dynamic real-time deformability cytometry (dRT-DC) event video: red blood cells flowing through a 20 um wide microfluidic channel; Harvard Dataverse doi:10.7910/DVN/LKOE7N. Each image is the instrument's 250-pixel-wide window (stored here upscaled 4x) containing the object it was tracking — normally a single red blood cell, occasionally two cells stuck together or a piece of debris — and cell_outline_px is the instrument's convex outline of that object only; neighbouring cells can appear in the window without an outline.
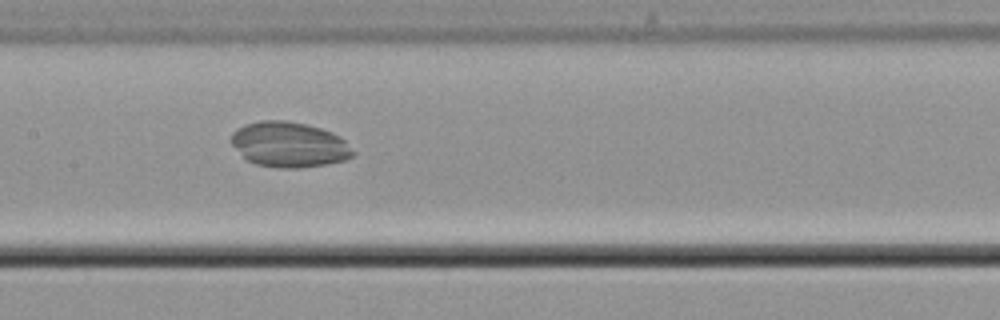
{"species": "common noctule bat (a hibernating species)", "species_latin": "Nyctalus noctula", "temperature_condition": "cold", "stored_images_in_passage": 42, "camera_frame_rate_fps": 3000, "um_per_image_px": 0.085, "animal": {"sex": "male", "body_mass_g": 21.5, "forearm_length_mm": 52.0}, "frame": {"image": 1, "passage_image": 14, "time_ms": 4.333, "image_size_px": [1000, 320], "cell_outline_px": [[356, 152], [352, 156], [344, 160], [324, 164], [300, 168], [280, 168], [256, 164], [248, 160], [228, 140], [232, 132], [236, 128], [244, 124], [260, 120], [284, 120], [308, 124], [332, 132], [340, 136]], "centroid_in_image_um": [24.56, 12.27], "position_along_channel_um": 182.8, "area_um2": 32.25}}
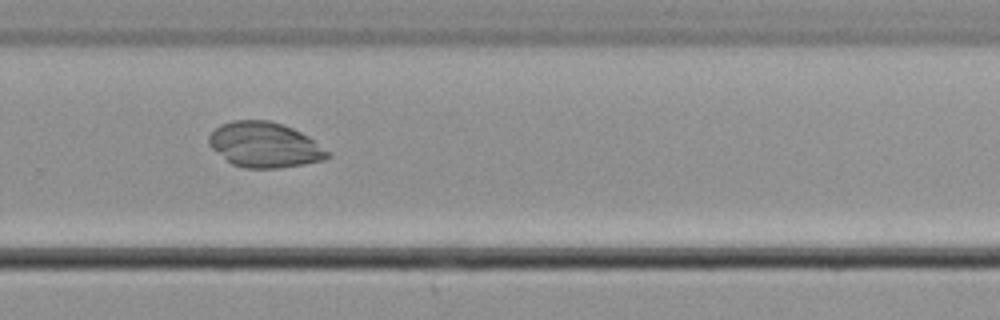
{"frame": {"image": 2, "passage_image": 24, "time_ms": 7.667, "image_size_px": [1000, 320], "cell_outline_px": [[332, 156], [324, 160], [304, 164], [276, 168], [244, 168], [232, 164], [212, 148], [208, 144], [208, 136], [220, 124], [232, 120], [268, 120], [292, 128], [308, 136], [332, 152]], "centroid_in_image_um": [22.52, 12.31], "position_along_channel_um": 307.3, "area_um2": 31.33}}
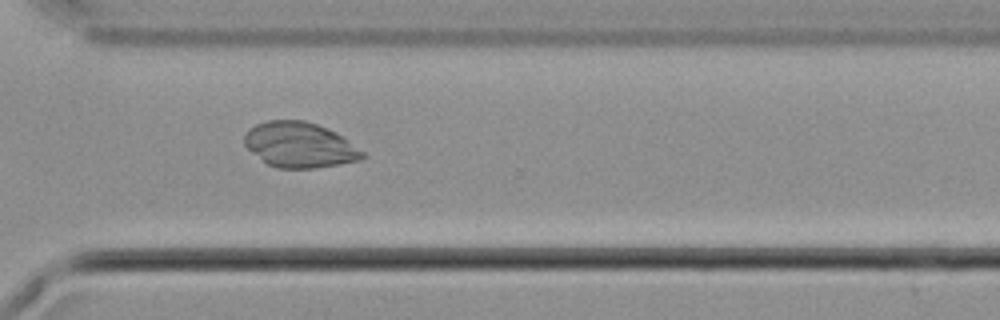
{"frame": {"image": 3, "passage_image": 27, "time_ms": 8.667, "image_size_px": [1000, 320], "cell_outline_px": [[368, 156], [360, 160], [316, 168], [276, 168], [268, 164], [252, 152], [244, 144], [244, 136], [248, 128], [256, 124], [268, 120], [304, 120], [316, 124], [336, 132], [348, 140], [364, 152]], "centroid_in_image_um": [25.47, 12.31], "position_along_channel_um": 345.1, "area_um2": 31.15}}